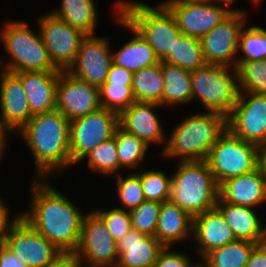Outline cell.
Wrapping results in <instances>:
<instances>
[{"instance_id":"cell-28","label":"cell","mask_w":266,"mask_h":267,"mask_svg":"<svg viewBox=\"0 0 266 267\" xmlns=\"http://www.w3.org/2000/svg\"><path fill=\"white\" fill-rule=\"evenodd\" d=\"M164 87L162 107H175L192 103L191 72L176 65L162 62ZM173 106V107H172Z\"/></svg>"},{"instance_id":"cell-50","label":"cell","mask_w":266,"mask_h":267,"mask_svg":"<svg viewBox=\"0 0 266 267\" xmlns=\"http://www.w3.org/2000/svg\"><path fill=\"white\" fill-rule=\"evenodd\" d=\"M220 1L227 2V3H229L231 6L234 5V4L237 2V0H220Z\"/></svg>"},{"instance_id":"cell-11","label":"cell","mask_w":266,"mask_h":267,"mask_svg":"<svg viewBox=\"0 0 266 267\" xmlns=\"http://www.w3.org/2000/svg\"><path fill=\"white\" fill-rule=\"evenodd\" d=\"M36 21L51 62L58 70L67 71L87 34L57 18L50 10Z\"/></svg>"},{"instance_id":"cell-46","label":"cell","mask_w":266,"mask_h":267,"mask_svg":"<svg viewBox=\"0 0 266 267\" xmlns=\"http://www.w3.org/2000/svg\"><path fill=\"white\" fill-rule=\"evenodd\" d=\"M44 267H81L72 253H62L53 262Z\"/></svg>"},{"instance_id":"cell-6","label":"cell","mask_w":266,"mask_h":267,"mask_svg":"<svg viewBox=\"0 0 266 267\" xmlns=\"http://www.w3.org/2000/svg\"><path fill=\"white\" fill-rule=\"evenodd\" d=\"M0 42L9 57H0V69L4 71H60L51 62L39 30L35 32L24 20L5 22L0 29Z\"/></svg>"},{"instance_id":"cell-19","label":"cell","mask_w":266,"mask_h":267,"mask_svg":"<svg viewBox=\"0 0 266 267\" xmlns=\"http://www.w3.org/2000/svg\"><path fill=\"white\" fill-rule=\"evenodd\" d=\"M33 116L21 79L0 69V121L15 135Z\"/></svg>"},{"instance_id":"cell-10","label":"cell","mask_w":266,"mask_h":267,"mask_svg":"<svg viewBox=\"0 0 266 267\" xmlns=\"http://www.w3.org/2000/svg\"><path fill=\"white\" fill-rule=\"evenodd\" d=\"M175 17L182 34L201 39L225 20L236 8L227 2H192L187 0H162Z\"/></svg>"},{"instance_id":"cell-9","label":"cell","mask_w":266,"mask_h":267,"mask_svg":"<svg viewBox=\"0 0 266 267\" xmlns=\"http://www.w3.org/2000/svg\"><path fill=\"white\" fill-rule=\"evenodd\" d=\"M73 254L81 267L117 266V243L93 209L86 211L83 217L79 243Z\"/></svg>"},{"instance_id":"cell-33","label":"cell","mask_w":266,"mask_h":267,"mask_svg":"<svg viewBox=\"0 0 266 267\" xmlns=\"http://www.w3.org/2000/svg\"><path fill=\"white\" fill-rule=\"evenodd\" d=\"M87 160V161H86ZM87 163L91 172L100 174L101 177L119 175V161L116 145V131L112 138L104 141L89 151L79 163Z\"/></svg>"},{"instance_id":"cell-5","label":"cell","mask_w":266,"mask_h":267,"mask_svg":"<svg viewBox=\"0 0 266 267\" xmlns=\"http://www.w3.org/2000/svg\"><path fill=\"white\" fill-rule=\"evenodd\" d=\"M170 201L192 218L216 207L219 185L206 160L177 161Z\"/></svg>"},{"instance_id":"cell-48","label":"cell","mask_w":266,"mask_h":267,"mask_svg":"<svg viewBox=\"0 0 266 267\" xmlns=\"http://www.w3.org/2000/svg\"><path fill=\"white\" fill-rule=\"evenodd\" d=\"M258 169L261 172L266 186V147H262L260 150L258 159Z\"/></svg>"},{"instance_id":"cell-12","label":"cell","mask_w":266,"mask_h":267,"mask_svg":"<svg viewBox=\"0 0 266 267\" xmlns=\"http://www.w3.org/2000/svg\"><path fill=\"white\" fill-rule=\"evenodd\" d=\"M118 127L119 115L104 108L70 121V154L74 167L89 151L112 138Z\"/></svg>"},{"instance_id":"cell-35","label":"cell","mask_w":266,"mask_h":267,"mask_svg":"<svg viewBox=\"0 0 266 267\" xmlns=\"http://www.w3.org/2000/svg\"><path fill=\"white\" fill-rule=\"evenodd\" d=\"M135 173L140 177L145 200L162 203L170 199L172 174L144 168Z\"/></svg>"},{"instance_id":"cell-42","label":"cell","mask_w":266,"mask_h":267,"mask_svg":"<svg viewBox=\"0 0 266 267\" xmlns=\"http://www.w3.org/2000/svg\"><path fill=\"white\" fill-rule=\"evenodd\" d=\"M6 203L4 197L0 196V244H3L11 228L21 219V211L10 217V207Z\"/></svg>"},{"instance_id":"cell-51","label":"cell","mask_w":266,"mask_h":267,"mask_svg":"<svg viewBox=\"0 0 266 267\" xmlns=\"http://www.w3.org/2000/svg\"><path fill=\"white\" fill-rule=\"evenodd\" d=\"M260 2H262V0H250V3L252 4V5H256L257 6V4L259 3L260 4Z\"/></svg>"},{"instance_id":"cell-37","label":"cell","mask_w":266,"mask_h":267,"mask_svg":"<svg viewBox=\"0 0 266 267\" xmlns=\"http://www.w3.org/2000/svg\"><path fill=\"white\" fill-rule=\"evenodd\" d=\"M115 175L116 178V198L120 204L117 208L130 211L145 201L140 177L135 172H128ZM118 196V197H117Z\"/></svg>"},{"instance_id":"cell-2","label":"cell","mask_w":266,"mask_h":267,"mask_svg":"<svg viewBox=\"0 0 266 267\" xmlns=\"http://www.w3.org/2000/svg\"><path fill=\"white\" fill-rule=\"evenodd\" d=\"M70 121L58 110L33 115L16 133L34 159L35 179H51L73 167Z\"/></svg>"},{"instance_id":"cell-39","label":"cell","mask_w":266,"mask_h":267,"mask_svg":"<svg viewBox=\"0 0 266 267\" xmlns=\"http://www.w3.org/2000/svg\"><path fill=\"white\" fill-rule=\"evenodd\" d=\"M160 209V202L145 200L130 210L132 228L146 236L155 237Z\"/></svg>"},{"instance_id":"cell-17","label":"cell","mask_w":266,"mask_h":267,"mask_svg":"<svg viewBox=\"0 0 266 267\" xmlns=\"http://www.w3.org/2000/svg\"><path fill=\"white\" fill-rule=\"evenodd\" d=\"M3 245L12 253L24 257L23 262L29 267L47 266L62 254L51 241L22 218L11 228Z\"/></svg>"},{"instance_id":"cell-3","label":"cell","mask_w":266,"mask_h":267,"mask_svg":"<svg viewBox=\"0 0 266 267\" xmlns=\"http://www.w3.org/2000/svg\"><path fill=\"white\" fill-rule=\"evenodd\" d=\"M175 125L160 155L176 161L206 160L213 145L228 129L227 116L210 111L191 113Z\"/></svg>"},{"instance_id":"cell-49","label":"cell","mask_w":266,"mask_h":267,"mask_svg":"<svg viewBox=\"0 0 266 267\" xmlns=\"http://www.w3.org/2000/svg\"><path fill=\"white\" fill-rule=\"evenodd\" d=\"M187 1H192V2H215V1H220V0H187Z\"/></svg>"},{"instance_id":"cell-38","label":"cell","mask_w":266,"mask_h":267,"mask_svg":"<svg viewBox=\"0 0 266 267\" xmlns=\"http://www.w3.org/2000/svg\"><path fill=\"white\" fill-rule=\"evenodd\" d=\"M131 85L103 83L99 87L102 108L120 115L135 102Z\"/></svg>"},{"instance_id":"cell-7","label":"cell","mask_w":266,"mask_h":267,"mask_svg":"<svg viewBox=\"0 0 266 267\" xmlns=\"http://www.w3.org/2000/svg\"><path fill=\"white\" fill-rule=\"evenodd\" d=\"M192 103L198 100L204 111L228 116L239 96L237 68L207 64L190 74Z\"/></svg>"},{"instance_id":"cell-43","label":"cell","mask_w":266,"mask_h":267,"mask_svg":"<svg viewBox=\"0 0 266 267\" xmlns=\"http://www.w3.org/2000/svg\"><path fill=\"white\" fill-rule=\"evenodd\" d=\"M133 72L126 68L112 64L104 83L132 84Z\"/></svg>"},{"instance_id":"cell-25","label":"cell","mask_w":266,"mask_h":267,"mask_svg":"<svg viewBox=\"0 0 266 267\" xmlns=\"http://www.w3.org/2000/svg\"><path fill=\"white\" fill-rule=\"evenodd\" d=\"M216 207L224 216L237 240H247L257 244L266 242V225L262 223L264 221L261 213L256 211L258 209L225 203L220 198Z\"/></svg>"},{"instance_id":"cell-32","label":"cell","mask_w":266,"mask_h":267,"mask_svg":"<svg viewBox=\"0 0 266 267\" xmlns=\"http://www.w3.org/2000/svg\"><path fill=\"white\" fill-rule=\"evenodd\" d=\"M162 62L176 65L189 72L207 65L200 39L184 34L175 41L173 51H170Z\"/></svg>"},{"instance_id":"cell-30","label":"cell","mask_w":266,"mask_h":267,"mask_svg":"<svg viewBox=\"0 0 266 267\" xmlns=\"http://www.w3.org/2000/svg\"><path fill=\"white\" fill-rule=\"evenodd\" d=\"M257 243L236 240L207 253L200 259L203 267H245ZM202 261V262H201Z\"/></svg>"},{"instance_id":"cell-21","label":"cell","mask_w":266,"mask_h":267,"mask_svg":"<svg viewBox=\"0 0 266 267\" xmlns=\"http://www.w3.org/2000/svg\"><path fill=\"white\" fill-rule=\"evenodd\" d=\"M120 0L113 1L111 17L116 25L130 32L131 38L119 50L112 48V63L131 72L156 65L160 62L154 49L119 15Z\"/></svg>"},{"instance_id":"cell-16","label":"cell","mask_w":266,"mask_h":267,"mask_svg":"<svg viewBox=\"0 0 266 267\" xmlns=\"http://www.w3.org/2000/svg\"><path fill=\"white\" fill-rule=\"evenodd\" d=\"M101 108L99 87L79 80L67 71H60L56 89V110L72 121Z\"/></svg>"},{"instance_id":"cell-14","label":"cell","mask_w":266,"mask_h":267,"mask_svg":"<svg viewBox=\"0 0 266 267\" xmlns=\"http://www.w3.org/2000/svg\"><path fill=\"white\" fill-rule=\"evenodd\" d=\"M227 128L246 142L266 147V96L240 92L227 116Z\"/></svg>"},{"instance_id":"cell-36","label":"cell","mask_w":266,"mask_h":267,"mask_svg":"<svg viewBox=\"0 0 266 267\" xmlns=\"http://www.w3.org/2000/svg\"><path fill=\"white\" fill-rule=\"evenodd\" d=\"M237 71L239 92L266 96V59L243 61Z\"/></svg>"},{"instance_id":"cell-27","label":"cell","mask_w":266,"mask_h":267,"mask_svg":"<svg viewBox=\"0 0 266 267\" xmlns=\"http://www.w3.org/2000/svg\"><path fill=\"white\" fill-rule=\"evenodd\" d=\"M95 0H61L60 6L50 11L57 18L82 30L87 35L96 34L98 8Z\"/></svg>"},{"instance_id":"cell-26","label":"cell","mask_w":266,"mask_h":267,"mask_svg":"<svg viewBox=\"0 0 266 267\" xmlns=\"http://www.w3.org/2000/svg\"><path fill=\"white\" fill-rule=\"evenodd\" d=\"M193 218L170 200L161 203L155 238L164 247L192 241Z\"/></svg>"},{"instance_id":"cell-34","label":"cell","mask_w":266,"mask_h":267,"mask_svg":"<svg viewBox=\"0 0 266 267\" xmlns=\"http://www.w3.org/2000/svg\"><path fill=\"white\" fill-rule=\"evenodd\" d=\"M263 59H266V29L259 25L246 24L240 33L237 67L243 61Z\"/></svg>"},{"instance_id":"cell-24","label":"cell","mask_w":266,"mask_h":267,"mask_svg":"<svg viewBox=\"0 0 266 267\" xmlns=\"http://www.w3.org/2000/svg\"><path fill=\"white\" fill-rule=\"evenodd\" d=\"M164 246L152 236L131 229L117 242L116 267H153Z\"/></svg>"},{"instance_id":"cell-44","label":"cell","mask_w":266,"mask_h":267,"mask_svg":"<svg viewBox=\"0 0 266 267\" xmlns=\"http://www.w3.org/2000/svg\"><path fill=\"white\" fill-rule=\"evenodd\" d=\"M25 258L12 253L3 244H0V267H29L23 262Z\"/></svg>"},{"instance_id":"cell-15","label":"cell","mask_w":266,"mask_h":267,"mask_svg":"<svg viewBox=\"0 0 266 267\" xmlns=\"http://www.w3.org/2000/svg\"><path fill=\"white\" fill-rule=\"evenodd\" d=\"M108 40L103 35H87L67 72L79 80L100 87L113 64L111 43Z\"/></svg>"},{"instance_id":"cell-41","label":"cell","mask_w":266,"mask_h":267,"mask_svg":"<svg viewBox=\"0 0 266 267\" xmlns=\"http://www.w3.org/2000/svg\"><path fill=\"white\" fill-rule=\"evenodd\" d=\"M192 261L190 254L172 249V247H164L153 267H199V261L198 263Z\"/></svg>"},{"instance_id":"cell-4","label":"cell","mask_w":266,"mask_h":267,"mask_svg":"<svg viewBox=\"0 0 266 267\" xmlns=\"http://www.w3.org/2000/svg\"><path fill=\"white\" fill-rule=\"evenodd\" d=\"M153 6L144 1L120 0L119 15L154 49L162 61L173 51L182 32L175 17L160 1Z\"/></svg>"},{"instance_id":"cell-8","label":"cell","mask_w":266,"mask_h":267,"mask_svg":"<svg viewBox=\"0 0 266 267\" xmlns=\"http://www.w3.org/2000/svg\"><path fill=\"white\" fill-rule=\"evenodd\" d=\"M261 147L234 136L228 129L211 148L206 159L220 186L224 181L258 168Z\"/></svg>"},{"instance_id":"cell-22","label":"cell","mask_w":266,"mask_h":267,"mask_svg":"<svg viewBox=\"0 0 266 267\" xmlns=\"http://www.w3.org/2000/svg\"><path fill=\"white\" fill-rule=\"evenodd\" d=\"M219 198L232 205L261 208L259 206L266 204V186L260 170L224 181L219 186Z\"/></svg>"},{"instance_id":"cell-13","label":"cell","mask_w":266,"mask_h":267,"mask_svg":"<svg viewBox=\"0 0 266 267\" xmlns=\"http://www.w3.org/2000/svg\"><path fill=\"white\" fill-rule=\"evenodd\" d=\"M237 8L201 39L207 64L237 68L240 33L247 21L248 11Z\"/></svg>"},{"instance_id":"cell-23","label":"cell","mask_w":266,"mask_h":267,"mask_svg":"<svg viewBox=\"0 0 266 267\" xmlns=\"http://www.w3.org/2000/svg\"><path fill=\"white\" fill-rule=\"evenodd\" d=\"M60 71H22L15 74L21 79L29 108L33 115L56 110V89Z\"/></svg>"},{"instance_id":"cell-1","label":"cell","mask_w":266,"mask_h":267,"mask_svg":"<svg viewBox=\"0 0 266 267\" xmlns=\"http://www.w3.org/2000/svg\"><path fill=\"white\" fill-rule=\"evenodd\" d=\"M48 180V181H47ZM28 210L21 218L51 241L61 253H74L86 212L63 194L50 179H33Z\"/></svg>"},{"instance_id":"cell-20","label":"cell","mask_w":266,"mask_h":267,"mask_svg":"<svg viewBox=\"0 0 266 267\" xmlns=\"http://www.w3.org/2000/svg\"><path fill=\"white\" fill-rule=\"evenodd\" d=\"M220 210L214 207L193 217L192 250L202 259L210 251L236 241Z\"/></svg>"},{"instance_id":"cell-29","label":"cell","mask_w":266,"mask_h":267,"mask_svg":"<svg viewBox=\"0 0 266 267\" xmlns=\"http://www.w3.org/2000/svg\"><path fill=\"white\" fill-rule=\"evenodd\" d=\"M131 87L136 102L158 103L162 106L164 87L162 61L134 72Z\"/></svg>"},{"instance_id":"cell-47","label":"cell","mask_w":266,"mask_h":267,"mask_svg":"<svg viewBox=\"0 0 266 267\" xmlns=\"http://www.w3.org/2000/svg\"><path fill=\"white\" fill-rule=\"evenodd\" d=\"M12 134L3 126L2 122L0 121V160H3L6 155L5 152H8L6 149H8V141L9 137H11ZM2 161H0L1 164Z\"/></svg>"},{"instance_id":"cell-18","label":"cell","mask_w":266,"mask_h":267,"mask_svg":"<svg viewBox=\"0 0 266 267\" xmlns=\"http://www.w3.org/2000/svg\"><path fill=\"white\" fill-rule=\"evenodd\" d=\"M161 107L158 103L135 101L119 115V127L126 133L137 136L152 148L153 145L164 144L161 147L164 150L167 132L156 113Z\"/></svg>"},{"instance_id":"cell-31","label":"cell","mask_w":266,"mask_h":267,"mask_svg":"<svg viewBox=\"0 0 266 267\" xmlns=\"http://www.w3.org/2000/svg\"><path fill=\"white\" fill-rule=\"evenodd\" d=\"M116 145L119 161V174L121 169L140 170L143 168L144 158L150 153V146L137 136L126 133L120 127L116 129Z\"/></svg>"},{"instance_id":"cell-45","label":"cell","mask_w":266,"mask_h":267,"mask_svg":"<svg viewBox=\"0 0 266 267\" xmlns=\"http://www.w3.org/2000/svg\"><path fill=\"white\" fill-rule=\"evenodd\" d=\"M245 267H266V242L254 247Z\"/></svg>"},{"instance_id":"cell-40","label":"cell","mask_w":266,"mask_h":267,"mask_svg":"<svg viewBox=\"0 0 266 267\" xmlns=\"http://www.w3.org/2000/svg\"><path fill=\"white\" fill-rule=\"evenodd\" d=\"M93 210L103 219L116 243L132 229L130 212L127 210L117 207H111L107 210L102 207H94Z\"/></svg>"}]
</instances>
